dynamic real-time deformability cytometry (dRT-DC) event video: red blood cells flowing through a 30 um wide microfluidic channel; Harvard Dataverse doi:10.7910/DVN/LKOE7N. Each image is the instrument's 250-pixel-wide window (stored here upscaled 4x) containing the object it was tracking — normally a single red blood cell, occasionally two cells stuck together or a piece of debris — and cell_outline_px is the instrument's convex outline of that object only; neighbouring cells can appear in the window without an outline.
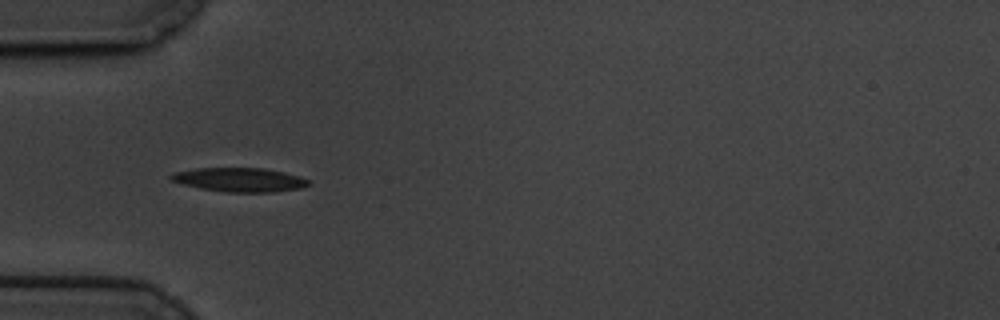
{"species": "common noctule bat (a hibernating species)", "species_latin": "Nyctalus noctula", "temperature_condition": "cold", "stored_images_in_passage": 42, "camera_frame_rate_fps": 3000, "um_per_image_px": 0.085, "animal": {"sex": "male", "body_mass_g": 19.5, "forearm_length_mm": 54.6}, "frame": {"image": 1, "passage_image": 1, "time_ms": 0.0, "image_size_px": [1000, 320], "cell_outline_px": [[312, 184], [304, 188], [272, 192], [224, 192], [200, 188], [184, 184], [172, 180], [168, 176], [172, 172], [196, 168], [264, 168], [284, 172], [300, 176], [308, 180]], "centroid_in_image_um": [20.4, 15.28], "position_along_channel_um": 64.6, "area_um2": 19.36}}
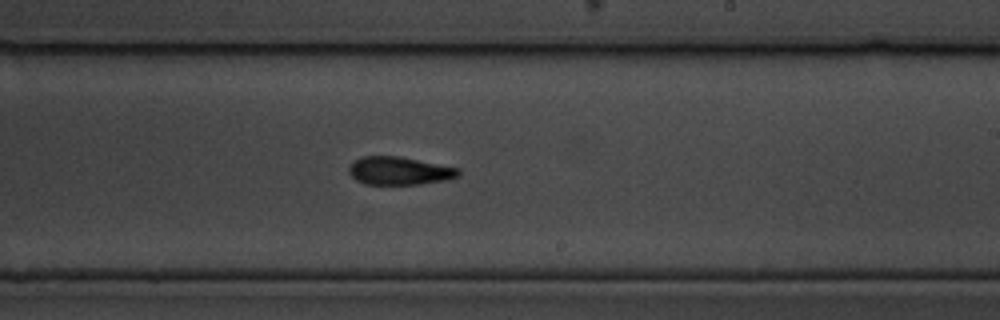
{"frame": {"image": 2, "passage_image": 18, "time_ms": 5.667, "image_size_px": [1000, 320], "cell_outline_px": [[460, 176], [448, 180], [420, 184], [364, 184], [356, 180], [348, 172], [348, 168], [360, 156], [400, 156], [460, 168]], "centroid_in_image_um": [33.98, 14.52], "position_along_channel_um": 255.0, "area_um2": 18.03}}
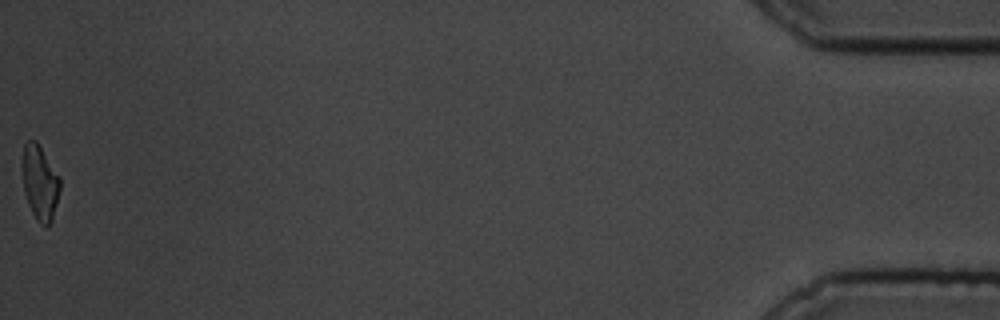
{"frame": {"image": 3, "passage_image": 42, "time_ms": 13.667, "image_size_px": [1000, 320], "cell_outline_px": [[60, 188], [52, 220], [48, 228], [44, 228], [36, 220], [28, 204], [24, 192], [20, 168], [20, 160], [24, 144], [28, 140], [36, 140], [60, 176]], "centroid_in_image_um": [3.35, 15.51], "position_along_channel_um": 431.8, "area_um2": 16.99}, "authors_computed_cell_mechanics": {"area_um2": 17.7446, "velocity_mm_per_s": 3.3842, "shape_relaxation_time_tau1_ms": 3.5759, "shape_relaxation_time_tau2_ms": 7.1268, "deformation_change_tau1": 0.1368, "deformation_change_tau2": 0.1659}}